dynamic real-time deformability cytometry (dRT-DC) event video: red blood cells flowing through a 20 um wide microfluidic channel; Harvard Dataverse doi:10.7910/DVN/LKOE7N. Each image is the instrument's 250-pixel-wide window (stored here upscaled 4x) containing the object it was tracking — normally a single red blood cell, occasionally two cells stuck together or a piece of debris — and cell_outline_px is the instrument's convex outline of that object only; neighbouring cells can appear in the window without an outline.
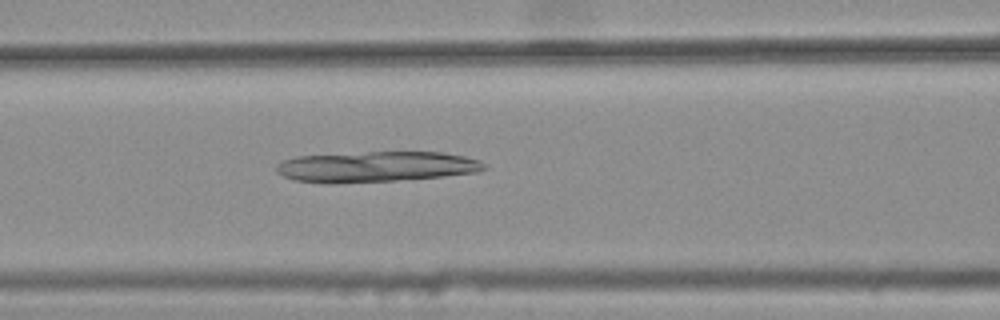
{"species": "common noctule bat (a hibernating species)", "species_latin": "Nyctalus noctula", "temperature_condition": "warm", "stored_images_in_passage": 39, "camera_frame_rate_fps": 3000, "um_per_image_px": 0.085, "animal": {"sex": "female", "body_mass_g": 25.1}, "frame": {"image": 1, "passage_image": 15, "time_ms": 4.667, "image_size_px": [1000, 320], "cell_outline_px": [[488, 168], [476, 172], [444, 176], [396, 180], [332, 184], [296, 180], [284, 176], [276, 172], [276, 164], [284, 160], [296, 156], [368, 152], [444, 152], [464, 156], [480, 160]], "centroid_in_image_um": [31.96, 14.17], "position_along_channel_um": 134.6, "area_um2": 37.05}}
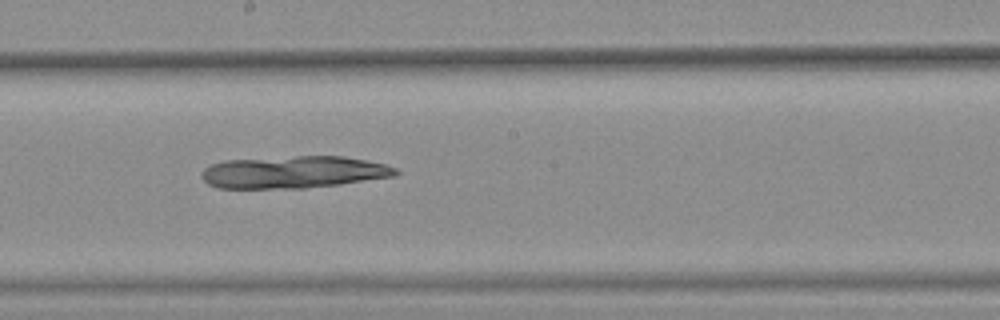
{"frame": {"image": 2, "passage_image": 22, "time_ms": 7.0, "image_size_px": [1000, 320], "cell_outline_px": [[400, 172], [396, 176], [340, 184], [304, 188], [216, 188], [208, 184], [200, 176], [200, 172], [208, 164], [224, 160], [296, 156], [344, 156], [384, 164], [396, 168]], "centroid_in_image_um": [24.91, 14.63], "position_along_channel_um": 223.3, "area_um2": 36.65}}
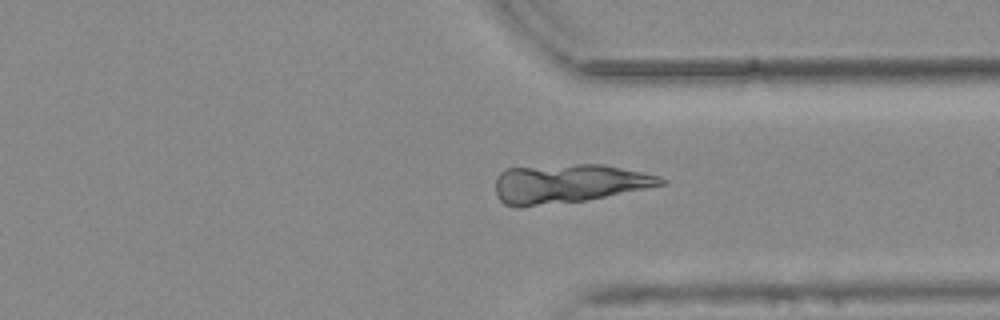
{"frame": {"image": 3, "passage_image": 33, "time_ms": 10.667, "image_size_px": [1000, 320], "cell_outline_px": [[668, 180], [664, 184], [584, 200], [520, 208], [512, 208], [504, 204], [500, 200], [496, 192], [496, 176], [500, 172], [508, 168], [576, 164], [604, 164], [660, 176]], "centroid_in_image_um": [48.25, 15.61], "position_along_channel_um": 363.1, "area_um2": 37.34}}